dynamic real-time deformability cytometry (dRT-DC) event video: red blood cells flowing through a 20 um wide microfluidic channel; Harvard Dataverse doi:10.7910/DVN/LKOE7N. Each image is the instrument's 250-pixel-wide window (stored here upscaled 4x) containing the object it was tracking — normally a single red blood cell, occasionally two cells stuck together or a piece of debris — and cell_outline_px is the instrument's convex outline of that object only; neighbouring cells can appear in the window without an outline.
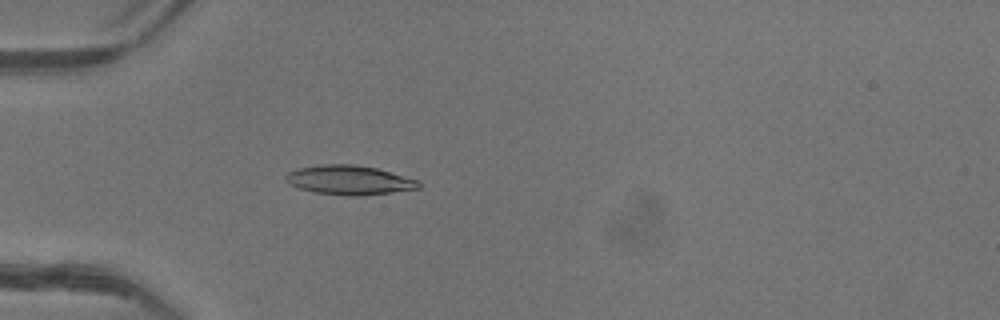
{"species": "common noctule bat (a hibernating species)", "species_latin": "Nyctalus noctula", "temperature_condition": "warm", "stored_images_in_passage": 34, "camera_frame_rate_fps": 3000, "um_per_image_px": 0.085, "animal": {"sex": "female"}, "frame": {"image": 1, "passage_image": 4, "time_ms": 1.0, "image_size_px": [1000, 320], "cell_outline_px": [[420, 188], [392, 192], [356, 196], [352, 196], [316, 192], [300, 188], [288, 184], [284, 176], [288, 172], [300, 168], [324, 164], [352, 164], [376, 168], [420, 180]], "centroid_in_image_um": [29.7, 15.3], "position_along_channel_um": 55.3, "area_um2": 22.48}}
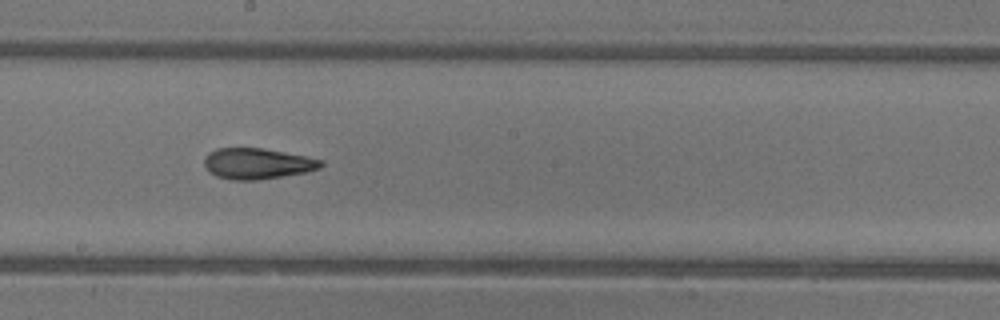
{"frame": {"image": 2, "passage_image": 17, "time_ms": 5.333, "image_size_px": [1000, 320], "cell_outline_px": [[324, 164], [320, 168], [304, 172], [256, 180], [232, 180], [216, 176], [208, 172], [204, 164], [204, 156], [208, 152], [216, 148], [264, 148], [324, 160]], "centroid_in_image_um": [21.82, 13.9], "position_along_channel_um": 226.4, "area_um2": 20.98}}
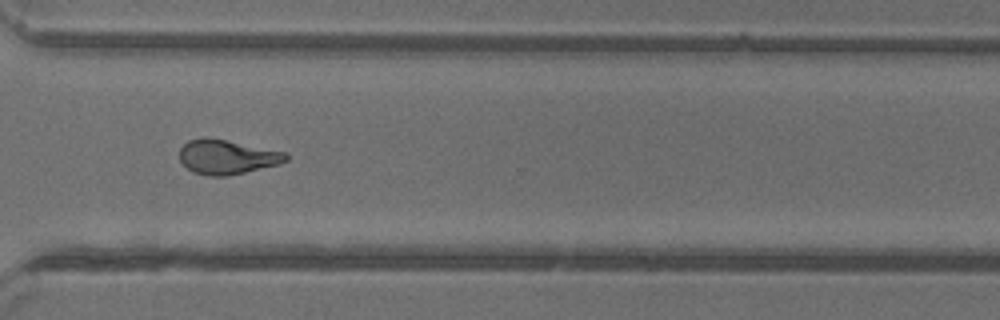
{"frame": {"image": 3, "passage_image": 26, "time_ms": 8.333, "image_size_px": [1000, 320], "cell_outline_px": [[288, 160], [276, 164], [228, 176], [208, 176], [192, 172], [180, 160], [180, 148], [188, 140], [200, 136], [208, 136], [288, 152]], "centroid_in_image_um": [19.27, 13.31], "position_along_channel_um": 351.3, "area_um2": 21.56}, "authors_computed_cell_mechanics": {"area_um2": 21.3282, "velocity_mm_per_s": 4.1794, "shape_relaxation_time_tau1_ms": 9.5454, "shape_relaxation_time_tau2_ms": 1.7322, "deformation_change_tau1": 0.2922, "deformation_change_tau2": 0.0971}}